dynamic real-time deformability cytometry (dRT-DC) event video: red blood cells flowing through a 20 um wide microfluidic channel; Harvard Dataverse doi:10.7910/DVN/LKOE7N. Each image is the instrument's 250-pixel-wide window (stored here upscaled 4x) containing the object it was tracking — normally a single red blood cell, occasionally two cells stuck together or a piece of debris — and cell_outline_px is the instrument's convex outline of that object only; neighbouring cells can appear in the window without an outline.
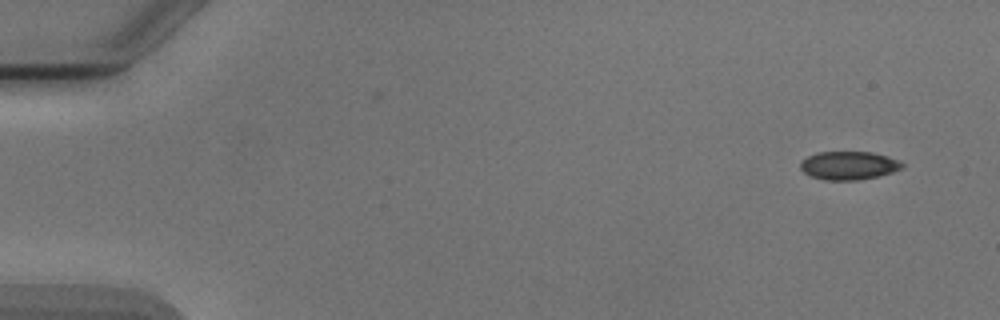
{"species": "Egyptian fruit bat (a non-hibernating species)", "species_latin": "Rousettus aegyptiacus", "temperature_condition": "cold", "stored_images_in_passage": 4, "camera_frame_rate_fps": 3000, "um_per_image_px": 0.085, "animal": {"sex": "male"}, "frame": {"image": 1, "passage_image": 1, "time_ms": 0.0, "image_size_px": [1000, 320], "cell_outline_px": [[904, 168], [892, 172], [860, 180], [824, 180], [812, 176], [804, 172], [800, 168], [800, 160], [816, 152], [872, 152], [888, 156], [900, 160], [904, 164]], "centroid_in_image_um": [72.15, 14.06], "position_along_channel_um": 12.8, "area_um2": 16.94}}